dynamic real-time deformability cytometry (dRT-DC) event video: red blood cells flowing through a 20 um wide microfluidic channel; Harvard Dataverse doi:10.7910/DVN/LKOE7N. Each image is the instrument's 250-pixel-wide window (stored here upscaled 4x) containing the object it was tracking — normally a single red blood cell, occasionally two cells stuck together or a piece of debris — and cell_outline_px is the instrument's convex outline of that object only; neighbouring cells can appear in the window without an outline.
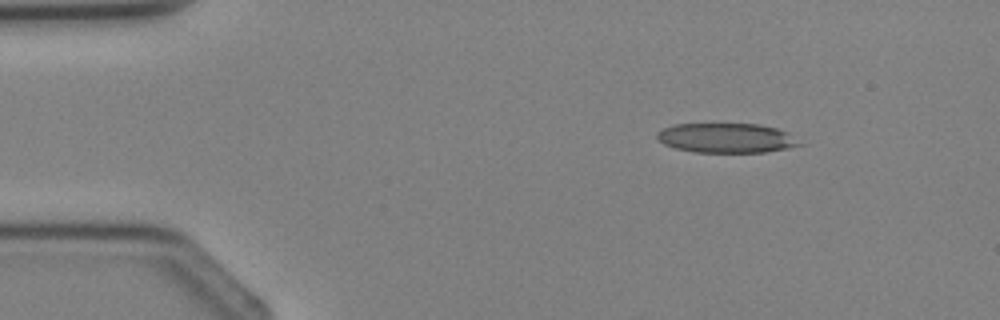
{"species": "Egyptian fruit bat (a non-hibernating species)", "species_latin": "Rousettus aegyptiacus", "temperature_condition": "cold", "stored_images_in_passage": 3, "camera_frame_rate_fps": 3000, "um_per_image_px": 0.085, "animal": {"sex": "female"}, "frame": {"image": 1, "passage_image": 1, "time_ms": 0.0, "image_size_px": [1000, 320], "cell_outline_px": [[804, 144], [788, 148], [764, 152], [696, 152], [676, 148], [664, 144], [656, 136], [656, 132], [664, 128], [676, 124], [760, 124], [776, 128], [784, 132]], "centroid_in_image_um": [61.72, 11.73], "position_along_channel_um": 23.3, "area_um2": 24.28}}
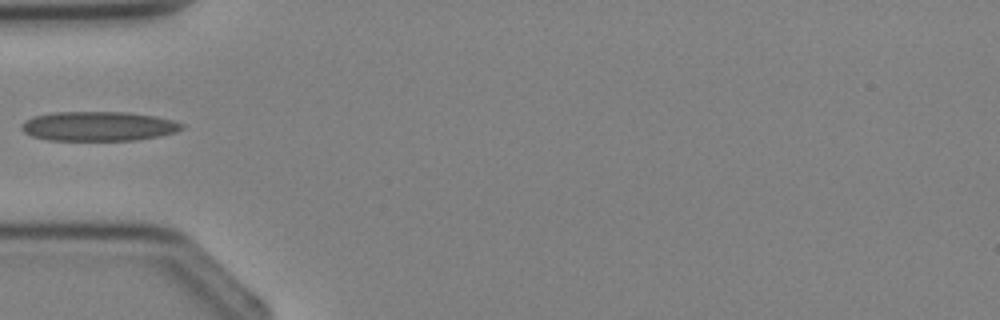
{"frame": {"image": 2, "passage_image": 3, "time_ms": 2.333, "image_size_px": [1000, 320], "cell_outline_px": [[184, 128], [176, 132], [160, 136], [136, 140], [48, 140], [32, 136], [24, 132], [20, 128], [20, 124], [24, 120], [32, 116], [52, 112], [128, 112], [152, 116], [172, 120], [184, 124]], "centroid_in_image_um": [8.33, 10.73], "position_along_channel_um": 76.7, "area_um2": 27.69}}